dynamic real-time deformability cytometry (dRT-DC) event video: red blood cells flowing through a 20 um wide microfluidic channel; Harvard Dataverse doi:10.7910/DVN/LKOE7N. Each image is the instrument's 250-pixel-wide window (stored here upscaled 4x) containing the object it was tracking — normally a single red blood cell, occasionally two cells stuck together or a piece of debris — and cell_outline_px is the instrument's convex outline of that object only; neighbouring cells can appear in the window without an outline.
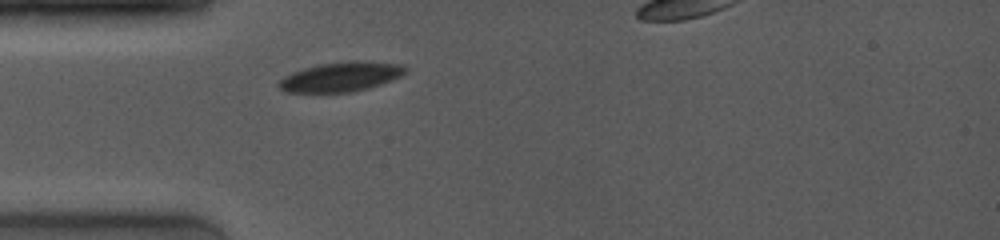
{"species": "common noctule bat (a hibernating species)", "species_latin": "Nyctalus noctula", "temperature_condition": "room temperature", "stored_images_in_passage": 37, "camera_frame_rate_fps": 4000, "um_per_image_px": 0.085, "animal": {"sex": "female", "body_mass_g": 19.0, "forearm_length_mm": 53.3}, "frame": {"image": 1, "passage_image": 1, "time_ms": 0.0, "image_size_px": [1000, 240], "cell_outline_px": [[408, 72], [392, 80], [356, 92], [284, 92], [276, 84], [284, 76], [292, 72], [304, 68], [320, 64], [352, 60], [360, 60], [404, 64], [408, 68]], "centroid_in_image_um": [29.02, 6.52], "position_along_channel_um": 56.0, "area_um2": 22.08}}
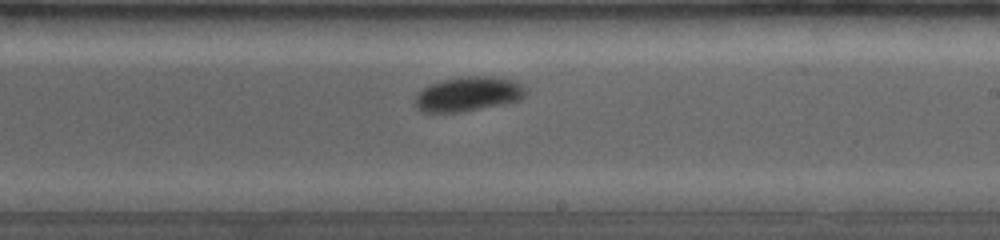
{"frame": {"image": 2, "passage_image": 24, "time_ms": 5.0, "image_size_px": [1000, 240], "cell_outline_px": [[524, 96], [520, 100], [460, 112], [420, 112], [416, 108], [416, 96], [424, 88], [440, 80], [460, 76], [492, 76], [516, 80], [524, 88]], "centroid_in_image_um": [39.78, 7.98], "position_along_channel_um": 249.2, "area_um2": 22.08}}
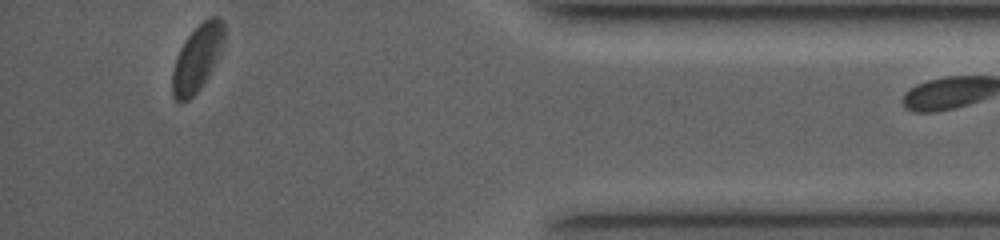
{"frame": {"image": 3, "passage_image": 36, "time_ms": 10.0, "image_size_px": [1000, 240], "cell_outline_px": [[224, 36], [220, 48], [212, 68], [208, 76], [200, 88], [188, 100], [176, 100], [172, 96], [172, 72], [180, 48], [188, 36], [204, 20], [212, 16], [216, 16], [224, 20]], "centroid_in_image_um": [16.75, 4.93], "position_along_channel_um": 418.5, "area_um2": 19.36}}